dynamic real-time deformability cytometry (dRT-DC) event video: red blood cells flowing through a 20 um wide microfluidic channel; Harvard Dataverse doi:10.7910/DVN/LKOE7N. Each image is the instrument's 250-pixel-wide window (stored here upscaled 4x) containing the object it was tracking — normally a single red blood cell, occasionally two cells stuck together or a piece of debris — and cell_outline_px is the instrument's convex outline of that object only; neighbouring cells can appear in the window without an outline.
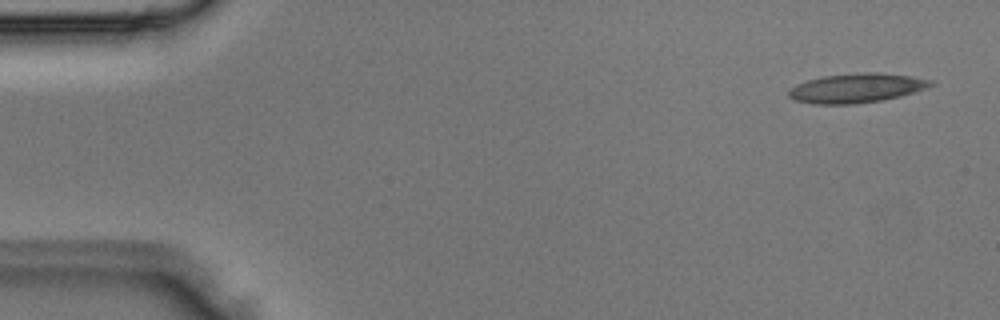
{"species": "Egyptian fruit bat (a non-hibernating species)", "species_latin": "Rousettus aegyptiacus", "temperature_condition": "room temperature", "stored_images_in_passage": 4, "camera_frame_rate_fps": 3000, "um_per_image_px": 0.085, "animal": {"sex": "male"}, "frame": {"image": 1, "passage_image": 1, "time_ms": 0.0, "image_size_px": [1000, 320], "cell_outline_px": [[936, 84], [928, 88], [900, 96], [880, 100], [852, 104], [812, 104], [796, 100], [788, 96], [788, 92], [796, 84], [808, 80], [824, 76], [864, 72], [876, 72], [912, 76], [932, 80]], "centroid_in_image_um": [72.84, 7.48], "position_along_channel_um": 12.2, "area_um2": 24.16}}